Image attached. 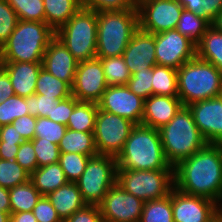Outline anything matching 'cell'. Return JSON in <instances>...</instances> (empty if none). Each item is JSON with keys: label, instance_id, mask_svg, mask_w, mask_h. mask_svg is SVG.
Segmentation results:
<instances>
[{"label": "cell", "instance_id": "cell-12", "mask_svg": "<svg viewBox=\"0 0 222 222\" xmlns=\"http://www.w3.org/2000/svg\"><path fill=\"white\" fill-rule=\"evenodd\" d=\"M157 65L178 70L196 56V45L176 29L154 34Z\"/></svg>", "mask_w": 222, "mask_h": 222}, {"label": "cell", "instance_id": "cell-33", "mask_svg": "<svg viewBox=\"0 0 222 222\" xmlns=\"http://www.w3.org/2000/svg\"><path fill=\"white\" fill-rule=\"evenodd\" d=\"M96 58H99L102 63L105 80L108 86H123L128 83L131 74L123 56Z\"/></svg>", "mask_w": 222, "mask_h": 222}, {"label": "cell", "instance_id": "cell-13", "mask_svg": "<svg viewBox=\"0 0 222 222\" xmlns=\"http://www.w3.org/2000/svg\"><path fill=\"white\" fill-rule=\"evenodd\" d=\"M144 202L115 183L98 205L104 222H139Z\"/></svg>", "mask_w": 222, "mask_h": 222}, {"label": "cell", "instance_id": "cell-24", "mask_svg": "<svg viewBox=\"0 0 222 222\" xmlns=\"http://www.w3.org/2000/svg\"><path fill=\"white\" fill-rule=\"evenodd\" d=\"M45 22L56 32L81 7V0H43Z\"/></svg>", "mask_w": 222, "mask_h": 222}, {"label": "cell", "instance_id": "cell-1", "mask_svg": "<svg viewBox=\"0 0 222 222\" xmlns=\"http://www.w3.org/2000/svg\"><path fill=\"white\" fill-rule=\"evenodd\" d=\"M174 188L222 208V144H207L174 167Z\"/></svg>", "mask_w": 222, "mask_h": 222}, {"label": "cell", "instance_id": "cell-16", "mask_svg": "<svg viewBox=\"0 0 222 222\" xmlns=\"http://www.w3.org/2000/svg\"><path fill=\"white\" fill-rule=\"evenodd\" d=\"M221 209L214 201L172 189L174 222H209Z\"/></svg>", "mask_w": 222, "mask_h": 222}, {"label": "cell", "instance_id": "cell-44", "mask_svg": "<svg viewBox=\"0 0 222 222\" xmlns=\"http://www.w3.org/2000/svg\"><path fill=\"white\" fill-rule=\"evenodd\" d=\"M18 17L15 10L6 2L0 0V48L14 31Z\"/></svg>", "mask_w": 222, "mask_h": 222}, {"label": "cell", "instance_id": "cell-49", "mask_svg": "<svg viewBox=\"0 0 222 222\" xmlns=\"http://www.w3.org/2000/svg\"><path fill=\"white\" fill-rule=\"evenodd\" d=\"M11 124L15 127L16 131L19 134H21L22 138L25 141L34 139L36 117H33L30 114H28V115L19 117Z\"/></svg>", "mask_w": 222, "mask_h": 222}, {"label": "cell", "instance_id": "cell-41", "mask_svg": "<svg viewBox=\"0 0 222 222\" xmlns=\"http://www.w3.org/2000/svg\"><path fill=\"white\" fill-rule=\"evenodd\" d=\"M60 99L57 97H45L42 94H34L25 97L28 105L29 114L33 117H52L55 102Z\"/></svg>", "mask_w": 222, "mask_h": 222}, {"label": "cell", "instance_id": "cell-40", "mask_svg": "<svg viewBox=\"0 0 222 222\" xmlns=\"http://www.w3.org/2000/svg\"><path fill=\"white\" fill-rule=\"evenodd\" d=\"M38 167L57 163L60 157V150L57 144L43 138L32 139Z\"/></svg>", "mask_w": 222, "mask_h": 222}, {"label": "cell", "instance_id": "cell-5", "mask_svg": "<svg viewBox=\"0 0 222 222\" xmlns=\"http://www.w3.org/2000/svg\"><path fill=\"white\" fill-rule=\"evenodd\" d=\"M177 83L184 106L222 95V72L197 56L177 70Z\"/></svg>", "mask_w": 222, "mask_h": 222}, {"label": "cell", "instance_id": "cell-32", "mask_svg": "<svg viewBox=\"0 0 222 222\" xmlns=\"http://www.w3.org/2000/svg\"><path fill=\"white\" fill-rule=\"evenodd\" d=\"M139 222H174L172 216V190L170 195L162 199L144 202Z\"/></svg>", "mask_w": 222, "mask_h": 222}, {"label": "cell", "instance_id": "cell-8", "mask_svg": "<svg viewBox=\"0 0 222 222\" xmlns=\"http://www.w3.org/2000/svg\"><path fill=\"white\" fill-rule=\"evenodd\" d=\"M116 183L143 202L162 199L174 188V167L158 170H117Z\"/></svg>", "mask_w": 222, "mask_h": 222}, {"label": "cell", "instance_id": "cell-52", "mask_svg": "<svg viewBox=\"0 0 222 222\" xmlns=\"http://www.w3.org/2000/svg\"><path fill=\"white\" fill-rule=\"evenodd\" d=\"M20 144L0 142V159L15 160Z\"/></svg>", "mask_w": 222, "mask_h": 222}, {"label": "cell", "instance_id": "cell-3", "mask_svg": "<svg viewBox=\"0 0 222 222\" xmlns=\"http://www.w3.org/2000/svg\"><path fill=\"white\" fill-rule=\"evenodd\" d=\"M55 31L46 23L18 20L0 48V62H42Z\"/></svg>", "mask_w": 222, "mask_h": 222}, {"label": "cell", "instance_id": "cell-28", "mask_svg": "<svg viewBox=\"0 0 222 222\" xmlns=\"http://www.w3.org/2000/svg\"><path fill=\"white\" fill-rule=\"evenodd\" d=\"M11 213L33 211L41 198V194L34 187L31 180L9 189Z\"/></svg>", "mask_w": 222, "mask_h": 222}, {"label": "cell", "instance_id": "cell-34", "mask_svg": "<svg viewBox=\"0 0 222 222\" xmlns=\"http://www.w3.org/2000/svg\"><path fill=\"white\" fill-rule=\"evenodd\" d=\"M30 180V174L15 160L0 159V186L11 189Z\"/></svg>", "mask_w": 222, "mask_h": 222}, {"label": "cell", "instance_id": "cell-10", "mask_svg": "<svg viewBox=\"0 0 222 222\" xmlns=\"http://www.w3.org/2000/svg\"><path fill=\"white\" fill-rule=\"evenodd\" d=\"M135 125L126 118L98 108L93 132L97 153L117 157Z\"/></svg>", "mask_w": 222, "mask_h": 222}, {"label": "cell", "instance_id": "cell-4", "mask_svg": "<svg viewBox=\"0 0 222 222\" xmlns=\"http://www.w3.org/2000/svg\"><path fill=\"white\" fill-rule=\"evenodd\" d=\"M159 133L165 158L173 167L208 144L187 106H183L168 124L162 126Z\"/></svg>", "mask_w": 222, "mask_h": 222}, {"label": "cell", "instance_id": "cell-6", "mask_svg": "<svg viewBox=\"0 0 222 222\" xmlns=\"http://www.w3.org/2000/svg\"><path fill=\"white\" fill-rule=\"evenodd\" d=\"M138 29V9L97 12L96 57L122 56Z\"/></svg>", "mask_w": 222, "mask_h": 222}, {"label": "cell", "instance_id": "cell-36", "mask_svg": "<svg viewBox=\"0 0 222 222\" xmlns=\"http://www.w3.org/2000/svg\"><path fill=\"white\" fill-rule=\"evenodd\" d=\"M91 157L78 153H60L58 163L68 182H76L83 174Z\"/></svg>", "mask_w": 222, "mask_h": 222}, {"label": "cell", "instance_id": "cell-45", "mask_svg": "<svg viewBox=\"0 0 222 222\" xmlns=\"http://www.w3.org/2000/svg\"><path fill=\"white\" fill-rule=\"evenodd\" d=\"M15 161L29 174H31L38 168L32 140H27L20 144Z\"/></svg>", "mask_w": 222, "mask_h": 222}, {"label": "cell", "instance_id": "cell-11", "mask_svg": "<svg viewBox=\"0 0 222 222\" xmlns=\"http://www.w3.org/2000/svg\"><path fill=\"white\" fill-rule=\"evenodd\" d=\"M139 28L156 34L177 28L183 7L178 0H139Z\"/></svg>", "mask_w": 222, "mask_h": 222}, {"label": "cell", "instance_id": "cell-46", "mask_svg": "<svg viewBox=\"0 0 222 222\" xmlns=\"http://www.w3.org/2000/svg\"><path fill=\"white\" fill-rule=\"evenodd\" d=\"M78 102L79 101L73 95L55 102L52 117L47 118L67 126L69 116L73 112L74 107Z\"/></svg>", "mask_w": 222, "mask_h": 222}, {"label": "cell", "instance_id": "cell-54", "mask_svg": "<svg viewBox=\"0 0 222 222\" xmlns=\"http://www.w3.org/2000/svg\"><path fill=\"white\" fill-rule=\"evenodd\" d=\"M0 211L11 213L9 189L0 186Z\"/></svg>", "mask_w": 222, "mask_h": 222}, {"label": "cell", "instance_id": "cell-35", "mask_svg": "<svg viewBox=\"0 0 222 222\" xmlns=\"http://www.w3.org/2000/svg\"><path fill=\"white\" fill-rule=\"evenodd\" d=\"M15 10L18 20L45 22L43 0H6Z\"/></svg>", "mask_w": 222, "mask_h": 222}, {"label": "cell", "instance_id": "cell-30", "mask_svg": "<svg viewBox=\"0 0 222 222\" xmlns=\"http://www.w3.org/2000/svg\"><path fill=\"white\" fill-rule=\"evenodd\" d=\"M35 94H42L45 97H57L63 100L72 96V87L42 68L36 81Z\"/></svg>", "mask_w": 222, "mask_h": 222}, {"label": "cell", "instance_id": "cell-23", "mask_svg": "<svg viewBox=\"0 0 222 222\" xmlns=\"http://www.w3.org/2000/svg\"><path fill=\"white\" fill-rule=\"evenodd\" d=\"M30 180L42 196H47L68 182L58 162L38 167L30 174Z\"/></svg>", "mask_w": 222, "mask_h": 222}, {"label": "cell", "instance_id": "cell-21", "mask_svg": "<svg viewBox=\"0 0 222 222\" xmlns=\"http://www.w3.org/2000/svg\"><path fill=\"white\" fill-rule=\"evenodd\" d=\"M0 65L8 73L15 95L28 97L35 94L42 62H0Z\"/></svg>", "mask_w": 222, "mask_h": 222}, {"label": "cell", "instance_id": "cell-29", "mask_svg": "<svg viewBox=\"0 0 222 222\" xmlns=\"http://www.w3.org/2000/svg\"><path fill=\"white\" fill-rule=\"evenodd\" d=\"M152 75V95L178 96L176 69L155 65Z\"/></svg>", "mask_w": 222, "mask_h": 222}, {"label": "cell", "instance_id": "cell-15", "mask_svg": "<svg viewBox=\"0 0 222 222\" xmlns=\"http://www.w3.org/2000/svg\"><path fill=\"white\" fill-rule=\"evenodd\" d=\"M107 87L99 58L78 63L72 85V95L78 101L97 103Z\"/></svg>", "mask_w": 222, "mask_h": 222}, {"label": "cell", "instance_id": "cell-43", "mask_svg": "<svg viewBox=\"0 0 222 222\" xmlns=\"http://www.w3.org/2000/svg\"><path fill=\"white\" fill-rule=\"evenodd\" d=\"M83 8L95 11H125L137 9L136 0H81Z\"/></svg>", "mask_w": 222, "mask_h": 222}, {"label": "cell", "instance_id": "cell-38", "mask_svg": "<svg viewBox=\"0 0 222 222\" xmlns=\"http://www.w3.org/2000/svg\"><path fill=\"white\" fill-rule=\"evenodd\" d=\"M184 10L207 19L210 23L222 11V0H178Z\"/></svg>", "mask_w": 222, "mask_h": 222}, {"label": "cell", "instance_id": "cell-47", "mask_svg": "<svg viewBox=\"0 0 222 222\" xmlns=\"http://www.w3.org/2000/svg\"><path fill=\"white\" fill-rule=\"evenodd\" d=\"M33 214L38 222H63L47 196H41L33 208Z\"/></svg>", "mask_w": 222, "mask_h": 222}, {"label": "cell", "instance_id": "cell-39", "mask_svg": "<svg viewBox=\"0 0 222 222\" xmlns=\"http://www.w3.org/2000/svg\"><path fill=\"white\" fill-rule=\"evenodd\" d=\"M66 130L67 126L61 123L54 122L47 117H38L36 118L34 138H43V140H49L58 145Z\"/></svg>", "mask_w": 222, "mask_h": 222}, {"label": "cell", "instance_id": "cell-50", "mask_svg": "<svg viewBox=\"0 0 222 222\" xmlns=\"http://www.w3.org/2000/svg\"><path fill=\"white\" fill-rule=\"evenodd\" d=\"M25 140L22 138L12 124L0 126V142L10 144H21Z\"/></svg>", "mask_w": 222, "mask_h": 222}, {"label": "cell", "instance_id": "cell-37", "mask_svg": "<svg viewBox=\"0 0 222 222\" xmlns=\"http://www.w3.org/2000/svg\"><path fill=\"white\" fill-rule=\"evenodd\" d=\"M29 114L25 97L14 95L0 104V126L8 125Z\"/></svg>", "mask_w": 222, "mask_h": 222}, {"label": "cell", "instance_id": "cell-48", "mask_svg": "<svg viewBox=\"0 0 222 222\" xmlns=\"http://www.w3.org/2000/svg\"><path fill=\"white\" fill-rule=\"evenodd\" d=\"M64 222H104L98 205H85Z\"/></svg>", "mask_w": 222, "mask_h": 222}, {"label": "cell", "instance_id": "cell-25", "mask_svg": "<svg viewBox=\"0 0 222 222\" xmlns=\"http://www.w3.org/2000/svg\"><path fill=\"white\" fill-rule=\"evenodd\" d=\"M58 147L60 153H78L90 157L98 155L93 132L74 131L67 128Z\"/></svg>", "mask_w": 222, "mask_h": 222}, {"label": "cell", "instance_id": "cell-55", "mask_svg": "<svg viewBox=\"0 0 222 222\" xmlns=\"http://www.w3.org/2000/svg\"><path fill=\"white\" fill-rule=\"evenodd\" d=\"M211 26H213L219 32H222V11L214 18Z\"/></svg>", "mask_w": 222, "mask_h": 222}, {"label": "cell", "instance_id": "cell-31", "mask_svg": "<svg viewBox=\"0 0 222 222\" xmlns=\"http://www.w3.org/2000/svg\"><path fill=\"white\" fill-rule=\"evenodd\" d=\"M210 26L207 19L183 9L176 30L197 45Z\"/></svg>", "mask_w": 222, "mask_h": 222}, {"label": "cell", "instance_id": "cell-18", "mask_svg": "<svg viewBox=\"0 0 222 222\" xmlns=\"http://www.w3.org/2000/svg\"><path fill=\"white\" fill-rule=\"evenodd\" d=\"M122 56L131 75L157 65L154 34L139 28L133 34Z\"/></svg>", "mask_w": 222, "mask_h": 222}, {"label": "cell", "instance_id": "cell-53", "mask_svg": "<svg viewBox=\"0 0 222 222\" xmlns=\"http://www.w3.org/2000/svg\"><path fill=\"white\" fill-rule=\"evenodd\" d=\"M10 222H38L33 211L11 213Z\"/></svg>", "mask_w": 222, "mask_h": 222}, {"label": "cell", "instance_id": "cell-2", "mask_svg": "<svg viewBox=\"0 0 222 222\" xmlns=\"http://www.w3.org/2000/svg\"><path fill=\"white\" fill-rule=\"evenodd\" d=\"M117 170L168 169L159 129L135 125L116 157Z\"/></svg>", "mask_w": 222, "mask_h": 222}, {"label": "cell", "instance_id": "cell-17", "mask_svg": "<svg viewBox=\"0 0 222 222\" xmlns=\"http://www.w3.org/2000/svg\"><path fill=\"white\" fill-rule=\"evenodd\" d=\"M208 144H222V95L187 106Z\"/></svg>", "mask_w": 222, "mask_h": 222}, {"label": "cell", "instance_id": "cell-27", "mask_svg": "<svg viewBox=\"0 0 222 222\" xmlns=\"http://www.w3.org/2000/svg\"><path fill=\"white\" fill-rule=\"evenodd\" d=\"M97 111V103L79 101L69 116L67 128L74 131L94 132Z\"/></svg>", "mask_w": 222, "mask_h": 222}, {"label": "cell", "instance_id": "cell-20", "mask_svg": "<svg viewBox=\"0 0 222 222\" xmlns=\"http://www.w3.org/2000/svg\"><path fill=\"white\" fill-rule=\"evenodd\" d=\"M183 106L178 96L151 95L144 100L141 125L160 129L168 124Z\"/></svg>", "mask_w": 222, "mask_h": 222}, {"label": "cell", "instance_id": "cell-51", "mask_svg": "<svg viewBox=\"0 0 222 222\" xmlns=\"http://www.w3.org/2000/svg\"><path fill=\"white\" fill-rule=\"evenodd\" d=\"M14 95L15 93L9 75L0 65V104Z\"/></svg>", "mask_w": 222, "mask_h": 222}, {"label": "cell", "instance_id": "cell-57", "mask_svg": "<svg viewBox=\"0 0 222 222\" xmlns=\"http://www.w3.org/2000/svg\"><path fill=\"white\" fill-rule=\"evenodd\" d=\"M209 222H222V208L213 216Z\"/></svg>", "mask_w": 222, "mask_h": 222}, {"label": "cell", "instance_id": "cell-26", "mask_svg": "<svg viewBox=\"0 0 222 222\" xmlns=\"http://www.w3.org/2000/svg\"><path fill=\"white\" fill-rule=\"evenodd\" d=\"M196 56L222 72V32L210 26L196 45Z\"/></svg>", "mask_w": 222, "mask_h": 222}, {"label": "cell", "instance_id": "cell-9", "mask_svg": "<svg viewBox=\"0 0 222 222\" xmlns=\"http://www.w3.org/2000/svg\"><path fill=\"white\" fill-rule=\"evenodd\" d=\"M116 157L96 155L88 160L83 174L75 182L87 205H99L117 181Z\"/></svg>", "mask_w": 222, "mask_h": 222}, {"label": "cell", "instance_id": "cell-19", "mask_svg": "<svg viewBox=\"0 0 222 222\" xmlns=\"http://www.w3.org/2000/svg\"><path fill=\"white\" fill-rule=\"evenodd\" d=\"M78 62L66 46L56 36L46 48L42 67L54 77L67 82L71 87L74 82Z\"/></svg>", "mask_w": 222, "mask_h": 222}, {"label": "cell", "instance_id": "cell-56", "mask_svg": "<svg viewBox=\"0 0 222 222\" xmlns=\"http://www.w3.org/2000/svg\"><path fill=\"white\" fill-rule=\"evenodd\" d=\"M11 213L0 211V222H10Z\"/></svg>", "mask_w": 222, "mask_h": 222}, {"label": "cell", "instance_id": "cell-7", "mask_svg": "<svg viewBox=\"0 0 222 222\" xmlns=\"http://www.w3.org/2000/svg\"><path fill=\"white\" fill-rule=\"evenodd\" d=\"M55 36L78 63L96 58L97 12L81 7Z\"/></svg>", "mask_w": 222, "mask_h": 222}, {"label": "cell", "instance_id": "cell-14", "mask_svg": "<svg viewBox=\"0 0 222 222\" xmlns=\"http://www.w3.org/2000/svg\"><path fill=\"white\" fill-rule=\"evenodd\" d=\"M98 108L126 118L141 125L144 114V99L133 93L126 85L108 86L97 102Z\"/></svg>", "mask_w": 222, "mask_h": 222}, {"label": "cell", "instance_id": "cell-42", "mask_svg": "<svg viewBox=\"0 0 222 222\" xmlns=\"http://www.w3.org/2000/svg\"><path fill=\"white\" fill-rule=\"evenodd\" d=\"M152 67L142 69L131 75L126 86L142 99H148L152 95Z\"/></svg>", "mask_w": 222, "mask_h": 222}, {"label": "cell", "instance_id": "cell-22", "mask_svg": "<svg viewBox=\"0 0 222 222\" xmlns=\"http://www.w3.org/2000/svg\"><path fill=\"white\" fill-rule=\"evenodd\" d=\"M47 198L63 222L86 205L75 182H67L49 193Z\"/></svg>", "mask_w": 222, "mask_h": 222}]
</instances>
